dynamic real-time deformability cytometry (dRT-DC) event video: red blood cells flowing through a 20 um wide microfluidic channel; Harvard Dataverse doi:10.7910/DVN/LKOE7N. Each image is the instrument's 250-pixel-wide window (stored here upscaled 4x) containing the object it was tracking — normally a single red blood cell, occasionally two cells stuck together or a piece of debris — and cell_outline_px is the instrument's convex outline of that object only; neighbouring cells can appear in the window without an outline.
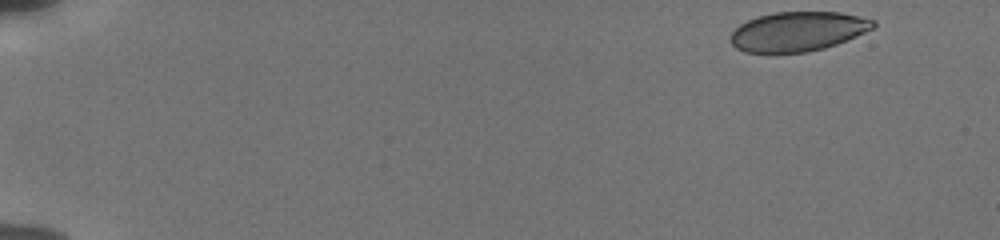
{"species": "human", "species_latin": "Homo sapiens", "temperature_condition": "cold", "stored_images_in_passage": 51, "camera_frame_rate_fps": 3000, "um_per_image_px": 0.085, "donor": {"sex": "male"}, "frame": {"image": 1, "passage_image": 1, "time_ms": 0.0, "image_size_px": [1000, 240], "cell_outline_px": [[876, 24], [872, 28], [856, 36], [836, 44], [824, 48], [808, 52], [744, 52], [736, 48], [732, 44], [732, 32], [740, 24], [748, 20], [760, 16], [776, 12], [840, 12], [876, 20]], "centroid_in_image_um": [67.83, 2.67], "position_along_channel_um": 17.2, "area_um2": 32.48}}
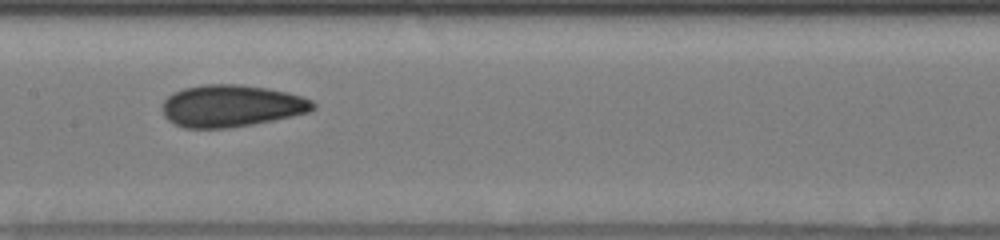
{"frame": {"image": 2, "passage_image": 26, "time_ms": 8.333, "image_size_px": [1000, 240], "cell_outline_px": [[316, 108], [308, 112], [292, 116], [252, 124], [228, 128], [184, 128], [172, 124], [164, 116], [160, 108], [164, 100], [172, 92], [184, 88], [204, 84], [240, 84], [268, 88], [288, 92], [312, 100], [316, 104]], "centroid_in_image_um": [19.62, 9.0], "position_along_channel_um": 187.8, "area_um2": 37.22}}
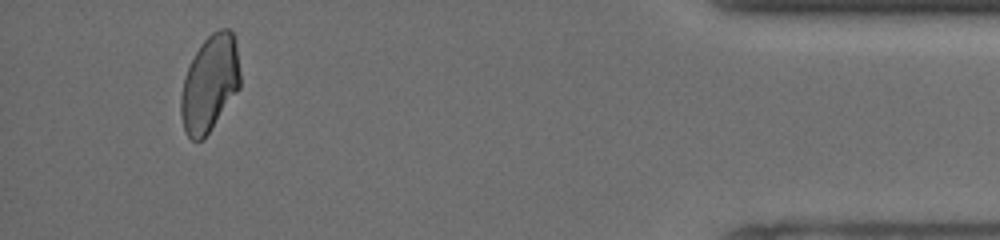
{"frame": {"image": 3, "passage_image": 48, "time_ms": 15.667, "image_size_px": [1000, 240], "cell_outline_px": [[240, 88], [208, 132], [200, 140], [192, 140], [184, 132], [180, 116], [180, 96], [184, 76], [200, 44], [212, 32], [220, 28], [228, 28], [232, 32], [236, 40], [240, 72]], "centroid_in_image_um": [17.82, 7.07], "position_along_channel_um": 417.4, "area_um2": 33.23}, "authors_computed_cell_mechanics": {"area_um2": 35.258, "velocity_mm_per_s": 3.8551, "shape_relaxation_time_tau1_ms": 9.3688, "shape_relaxation_time_tau2_ms": 2.313, "deformation_change_tau1": 0.1678, "deformation_change_tau2": 0.0705}}